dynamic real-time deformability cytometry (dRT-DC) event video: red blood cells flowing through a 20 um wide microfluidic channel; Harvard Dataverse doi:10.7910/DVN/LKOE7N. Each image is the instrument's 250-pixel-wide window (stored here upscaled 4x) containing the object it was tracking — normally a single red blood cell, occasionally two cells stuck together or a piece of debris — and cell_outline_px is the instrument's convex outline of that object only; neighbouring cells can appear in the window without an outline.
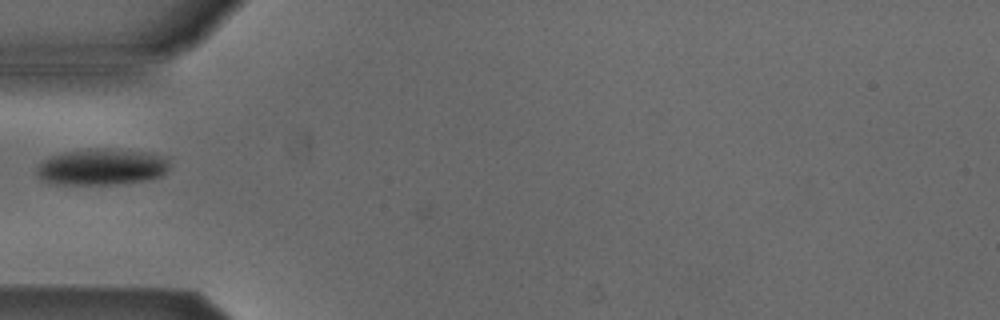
{"species": "Egyptian fruit bat (a non-hibernating species)", "species_latin": "Rousettus aegyptiacus", "temperature_condition": "cold", "stored_images_in_passage": 6, "camera_frame_rate_fps": 3000, "um_per_image_px": 0.085, "animal": {"sex": "male"}, "frame": {"image": 1, "passage_image": 5, "time_ms": 1.333, "image_size_px": [1000, 320], "cell_outline_px": [[168, 168], [160, 176], [144, 180], [112, 184], [48, 184], [40, 180], [36, 176], [36, 168], [48, 156], [64, 152], [92, 148], [108, 148], [144, 152], [164, 156], [168, 160]], "centroid_in_image_um": [8.56, 14.18], "position_along_channel_um": 76.4, "area_um2": 28.21}}